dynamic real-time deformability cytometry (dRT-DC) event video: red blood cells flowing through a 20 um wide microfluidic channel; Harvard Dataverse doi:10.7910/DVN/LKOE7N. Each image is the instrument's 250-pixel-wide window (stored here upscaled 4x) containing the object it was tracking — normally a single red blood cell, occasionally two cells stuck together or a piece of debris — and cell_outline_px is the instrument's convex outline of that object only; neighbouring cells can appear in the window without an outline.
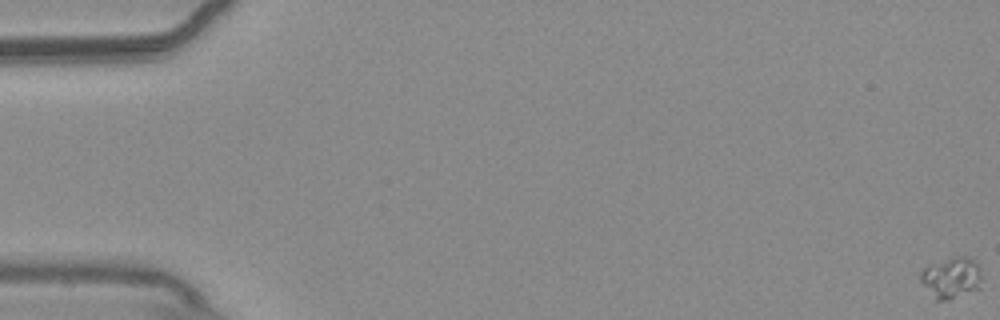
{"species": "common noctule bat (a hibernating species)", "species_latin": "Nyctalus noctula", "temperature_condition": "warm", "stored_images_in_passage": 18, "camera_frame_rate_fps": 3000, "um_per_image_px": 0.085, "animal": {"sex": "male", "body_mass_g": 20.4}, "frame": {"image": 1, "passage_image": 1, "time_ms": 0.0, "image_size_px": [1000, 320], "cell_outline_px": [[980, 288], [948, 300], [936, 300], [920, 280], [920, 272], [924, 268], [952, 256], [968, 256], [980, 268]], "centroid_in_image_um": [80.87, 23.6], "position_along_channel_um": 4.1, "area_um2": 14.39}}
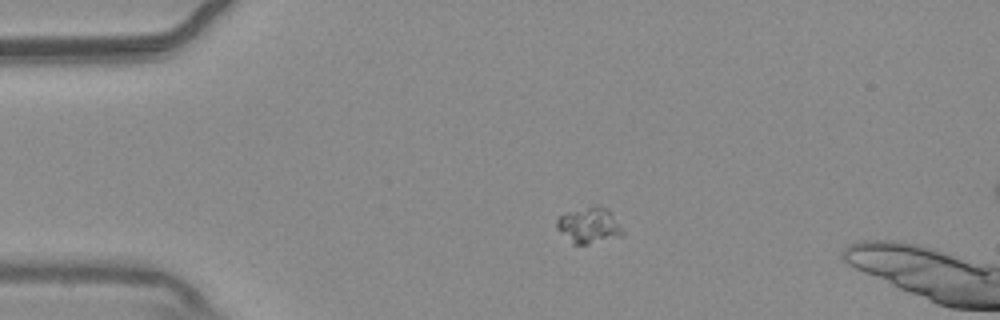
{"frame": {"image": 2, "passage_image": 14, "time_ms": 4.333, "image_size_px": [1000, 320], "cell_outline_px": [[624, 236], [588, 244], [572, 244], [556, 228], [556, 220], [564, 212], [596, 204], [608, 208], [624, 232]], "centroid_in_image_um": [50.06, 19.14], "position_along_channel_um": 34.9, "area_um2": 14.05}}